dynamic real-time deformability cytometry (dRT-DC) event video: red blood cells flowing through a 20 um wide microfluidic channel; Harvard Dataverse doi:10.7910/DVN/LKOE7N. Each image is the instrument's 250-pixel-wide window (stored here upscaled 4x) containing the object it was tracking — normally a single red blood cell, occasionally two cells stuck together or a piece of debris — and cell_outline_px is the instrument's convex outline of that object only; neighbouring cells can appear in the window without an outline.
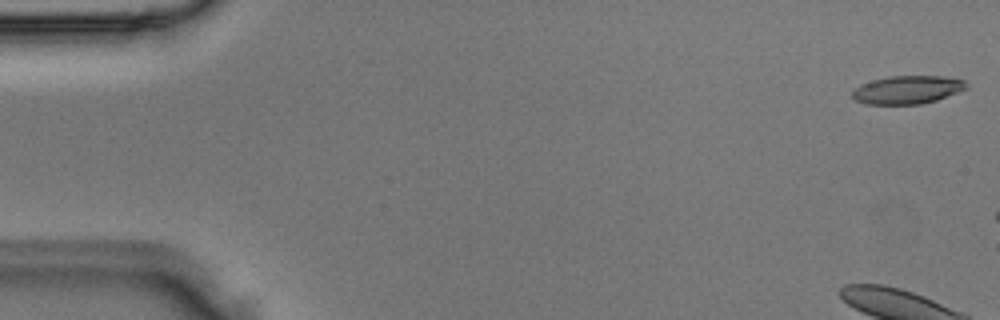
{"species": "Egyptian fruit bat (a non-hibernating species)", "species_latin": "Rousettus aegyptiacus", "temperature_condition": "room temperature", "stored_images_in_passage": 6, "camera_frame_rate_fps": 3000, "um_per_image_px": 0.085, "animal": {"sex": "male"}, "frame": {"image": 1, "passage_image": 1, "time_ms": 0.0, "image_size_px": [1000, 320], "cell_outline_px": [[968, 88], [936, 100], [920, 104], [868, 104], [856, 100], [852, 96], [852, 88], [860, 84], [872, 80], [888, 76], [940, 76], [964, 80], [968, 84]], "centroid_in_image_um": [77.1, 7.62], "position_along_channel_um": 7.9, "area_um2": 18.73}}